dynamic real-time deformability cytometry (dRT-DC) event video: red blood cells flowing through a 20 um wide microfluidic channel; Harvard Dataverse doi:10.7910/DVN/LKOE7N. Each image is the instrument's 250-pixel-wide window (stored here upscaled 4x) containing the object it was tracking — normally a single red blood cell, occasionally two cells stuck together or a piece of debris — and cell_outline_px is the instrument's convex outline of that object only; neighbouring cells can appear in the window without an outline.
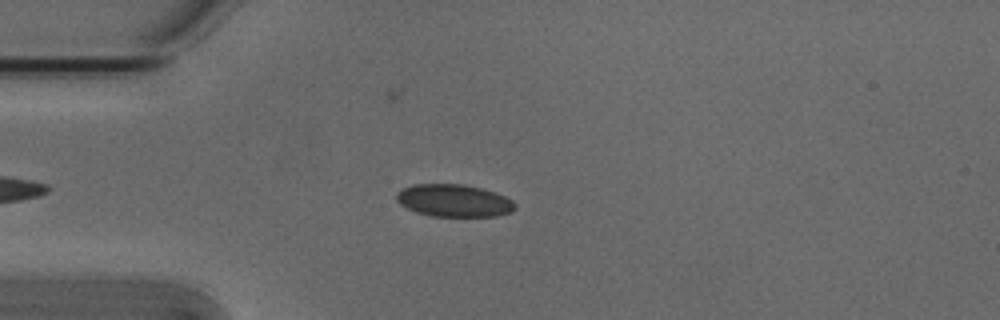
{"species": "Egyptian fruit bat (a non-hibernating species)", "species_latin": "Rousettus aegyptiacus", "temperature_condition": "cold", "stored_images_in_passage": 3, "camera_frame_rate_fps": 3000, "um_per_image_px": 0.085, "animal": {"sex": "male"}, "frame": {"image": 1, "passage_image": 2, "time_ms": 0.333, "image_size_px": [1000, 320], "cell_outline_px": [[516, 208], [512, 212], [496, 216], [432, 216], [416, 212], [400, 204], [396, 200], [396, 192], [412, 184], [464, 184], [480, 188], [504, 196], [512, 200], [516, 204]], "centroid_in_image_um": [38.57, 17.05], "position_along_channel_um": 46.4, "area_um2": 22.37}}